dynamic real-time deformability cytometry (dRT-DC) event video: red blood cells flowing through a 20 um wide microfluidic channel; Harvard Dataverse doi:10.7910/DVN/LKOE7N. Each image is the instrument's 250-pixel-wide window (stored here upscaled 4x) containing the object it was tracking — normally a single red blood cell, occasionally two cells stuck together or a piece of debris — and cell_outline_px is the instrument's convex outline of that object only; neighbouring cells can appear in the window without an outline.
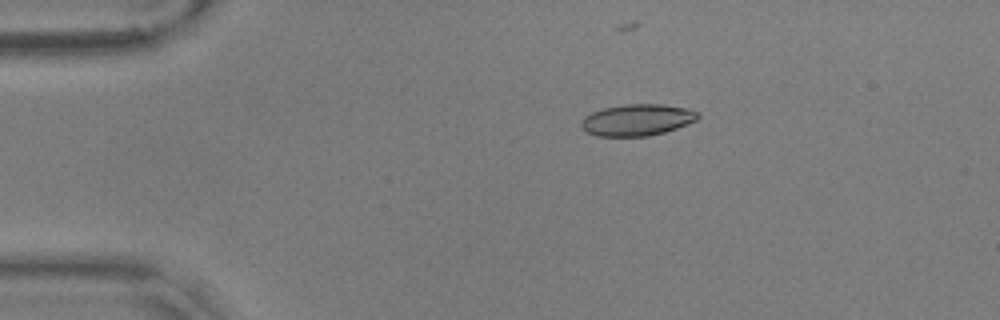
{"species": "common noctule bat (a hibernating species)", "species_latin": "Nyctalus noctula", "temperature_condition": "warm", "stored_images_in_passage": 44, "camera_frame_rate_fps": 3000, "um_per_image_px": 0.085, "animal": {"sex": "male", "body_mass_g": 17.9, "forearm_length_mm": 54.2}, "frame": {"image": 1, "passage_image": 11, "time_ms": 3.333, "image_size_px": [1000, 320], "cell_outline_px": [[700, 116], [696, 120], [676, 128], [664, 132], [648, 136], [596, 136], [584, 132], [580, 128], [580, 124], [584, 116], [592, 112], [604, 108], [624, 104], [660, 104], [688, 108], [696, 112]], "centroid_in_image_um": [54.1, 10.2], "position_along_channel_um": 30.9, "area_um2": 21.5}}
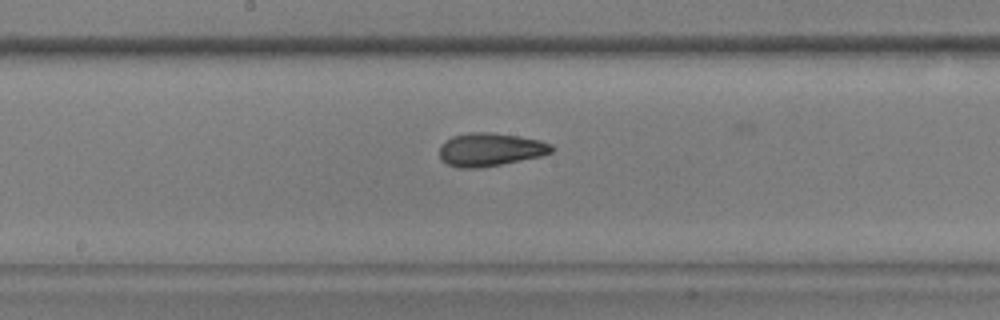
{"frame": {"image": 2, "passage_image": 30, "time_ms": 9.667, "image_size_px": [1000, 320], "cell_outline_px": [[556, 148], [552, 152], [540, 156], [480, 168], [460, 168], [448, 164], [440, 156], [440, 144], [452, 136], [468, 132], [488, 132], [520, 136], [540, 140], [552, 144]], "centroid_in_image_um": [41.69, 12.7], "position_along_channel_um": 206.5, "area_um2": 21.68}}
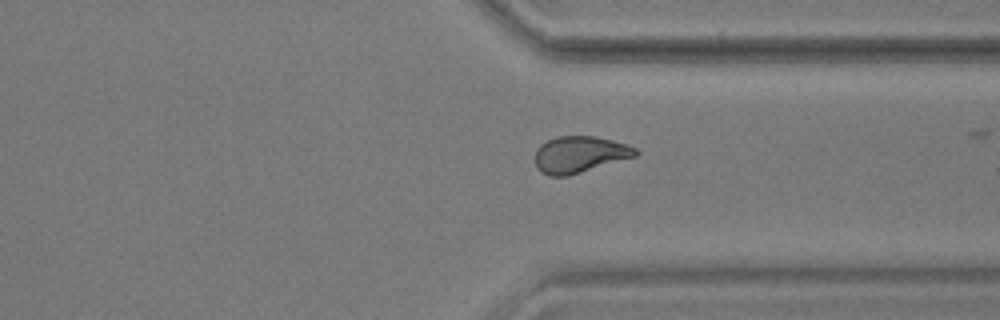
{"frame": {"image": 3, "passage_image": 43, "time_ms": 14.0, "image_size_px": [1000, 320], "cell_outline_px": [[640, 152], [636, 156], [568, 176], [548, 176], [540, 172], [536, 168], [536, 148], [540, 144], [556, 136], [596, 136], [628, 144], [636, 148]], "centroid_in_image_um": [49.27, 13.13], "position_along_channel_um": 362.1, "area_um2": 21.56}}